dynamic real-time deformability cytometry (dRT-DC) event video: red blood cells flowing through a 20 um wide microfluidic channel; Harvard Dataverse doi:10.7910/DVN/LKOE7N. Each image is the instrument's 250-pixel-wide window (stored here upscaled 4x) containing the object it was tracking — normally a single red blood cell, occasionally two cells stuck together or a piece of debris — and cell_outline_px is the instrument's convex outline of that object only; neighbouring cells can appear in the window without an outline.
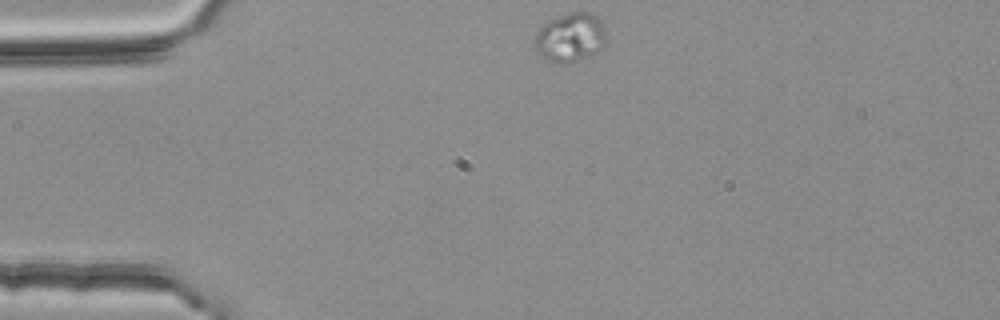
{"species": "common noctule bat (a hibernating species)", "species_latin": "Nyctalus noctula", "temperature_condition": "room temperature", "stored_images_in_passage": 34, "camera_frame_rate_fps": 3000, "um_per_image_px": 0.085, "animal": {"sex": "female", "body_mass_g": 25.1}, "frame": {"image": 1, "passage_image": 1, "time_ms": 0.0, "image_size_px": [1000, 320], "cell_outline_px": [[608, 40], [596, 52], [560, 64], [544, 60], [536, 52], [532, 44], [532, 40], [540, 28], [548, 20], [572, 12], [588, 12], [596, 16], [604, 24]], "centroid_in_image_um": [48.44, 3.17], "position_along_channel_um": 36.6, "area_um2": 20.46}}